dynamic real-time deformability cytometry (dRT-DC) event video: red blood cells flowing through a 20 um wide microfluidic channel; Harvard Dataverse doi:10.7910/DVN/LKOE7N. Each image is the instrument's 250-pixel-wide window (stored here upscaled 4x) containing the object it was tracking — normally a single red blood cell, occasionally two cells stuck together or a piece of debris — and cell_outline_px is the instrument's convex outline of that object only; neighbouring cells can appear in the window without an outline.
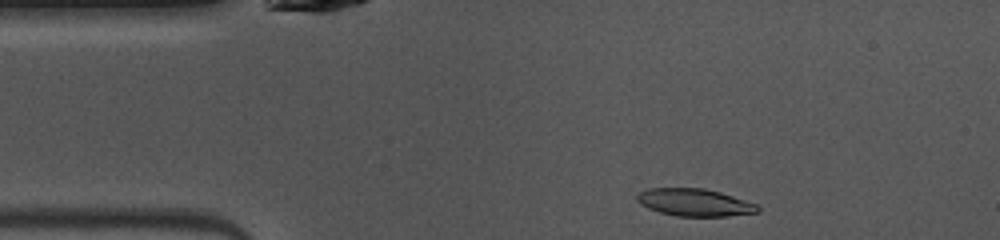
{"species": "common noctule bat (a hibernating species)", "species_latin": "Nyctalus noctula", "temperature_condition": "warm", "stored_images_in_passage": 42, "camera_frame_rate_fps": 3000, "um_per_image_px": 0.085, "animal": {"sex": "female", "body_mass_g": 10.0, "forearm_length_mm": 53.1}, "frame": {"image": 1, "passage_image": 1, "time_ms": 0.0, "image_size_px": [1000, 240], "cell_outline_px": [[760, 212], [728, 216], [676, 216], [660, 212], [648, 208], [640, 204], [636, 200], [636, 196], [640, 192], [648, 188], [704, 188], [720, 192], [756, 204], [760, 208]], "centroid_in_image_um": [59.03, 17.21], "position_along_channel_um": 26.0, "area_um2": 19.25}}
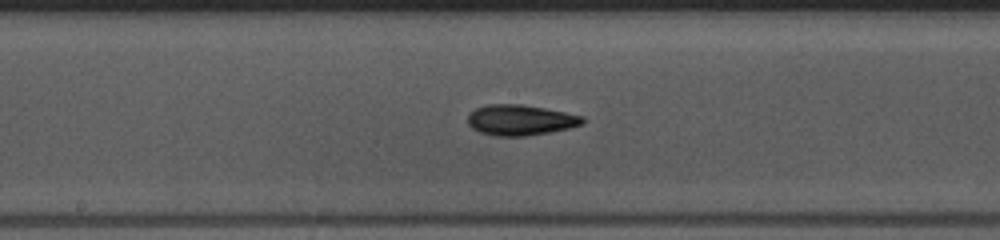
{"frame": {"image": 2, "passage_image": 17, "time_ms": 5.333, "image_size_px": [1000, 240], "cell_outline_px": [[584, 124], [568, 128], [548, 132], [524, 136], [492, 136], [480, 132], [472, 128], [468, 124], [468, 116], [476, 108], [488, 104], [520, 104], [544, 108], [584, 116]], "centroid_in_image_um": [44.22, 10.2], "position_along_channel_um": 204.0, "area_um2": 20.35}}
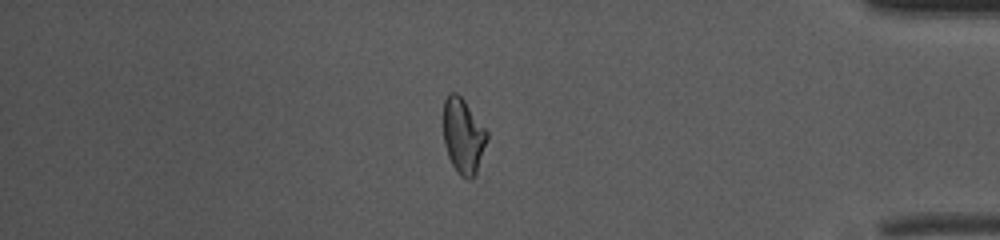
{"frame": {"image": 3, "passage_image": 34, "time_ms": 11.0, "image_size_px": [1000, 240], "cell_outline_px": [[488, 136], [476, 172], [472, 180], [468, 180], [460, 176], [456, 172], [448, 156], [444, 144], [444, 100], [448, 92], [456, 92], [464, 100], [488, 132]], "centroid_in_image_um": [39.36, 11.56], "position_along_channel_um": 395.8, "area_um2": 19.02}, "authors_computed_cell_mechanics": {"area_um2": 19.7965, "velocity_mm_per_s": 4.063, "shape_relaxation_time_tau1_ms": 5.015, "shape_relaxation_time_tau2_ms": 10.8714, "deformation_change_tau1": 0.1451, "deformation_change_tau2": 0.1711}}